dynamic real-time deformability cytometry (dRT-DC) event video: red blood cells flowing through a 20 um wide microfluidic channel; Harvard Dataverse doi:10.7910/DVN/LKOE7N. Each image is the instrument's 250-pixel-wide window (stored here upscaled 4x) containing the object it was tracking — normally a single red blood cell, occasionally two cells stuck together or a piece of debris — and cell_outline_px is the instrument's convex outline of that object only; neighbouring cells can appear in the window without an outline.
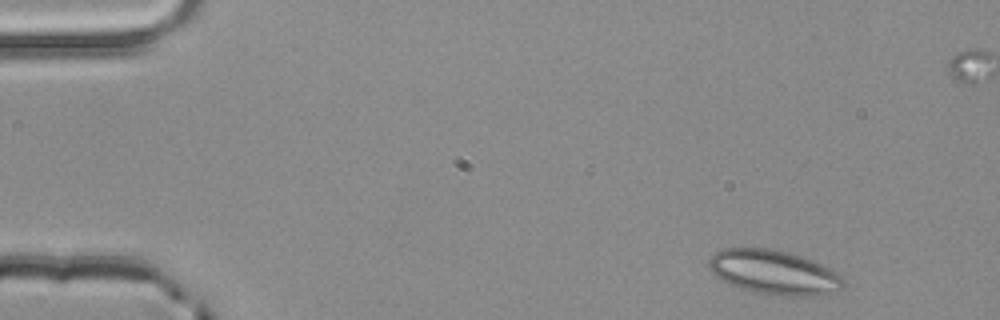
{"species": "common noctule bat (a hibernating species)", "species_latin": "Nyctalus noctula", "temperature_condition": "room temperature", "stored_images_in_passage": 4, "camera_frame_rate_fps": 3000, "um_per_image_px": 0.085, "animal": {"sex": "male", "body_mass_g": 20.4}, "frame": {"image": 1, "passage_image": 1, "time_ms": 0.0, "image_size_px": [1000, 320], "cell_outline_px": [[844, 284], [836, 292], [812, 296], [772, 296], [748, 292], [716, 276], [708, 268], [708, 260], [716, 252], [724, 248], [768, 248], [788, 252], [804, 256], [836, 272], [844, 280]], "centroid_in_image_um": [65.78, 23.16], "position_along_channel_um": 19.2, "area_um2": 34.97}}